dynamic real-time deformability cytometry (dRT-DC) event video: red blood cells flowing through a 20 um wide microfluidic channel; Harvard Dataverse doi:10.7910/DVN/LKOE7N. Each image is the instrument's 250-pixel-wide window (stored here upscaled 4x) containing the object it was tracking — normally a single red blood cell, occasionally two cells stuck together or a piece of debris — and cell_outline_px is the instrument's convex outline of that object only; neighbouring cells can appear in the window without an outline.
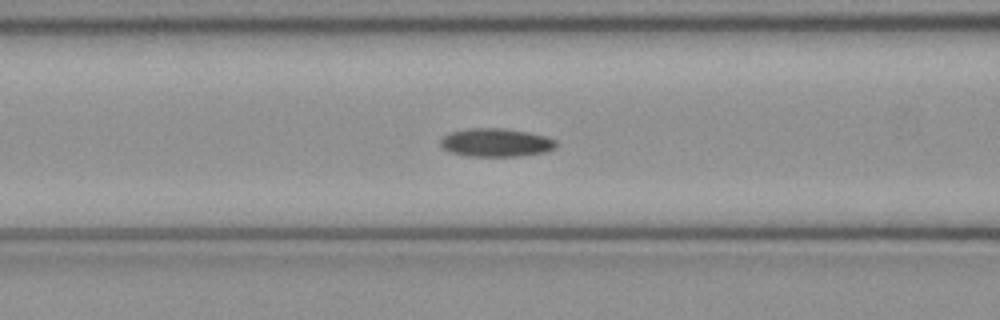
{"species": "common noctule bat (a hibernating species)", "species_latin": "Nyctalus noctula", "temperature_condition": "cold", "stored_images_in_passage": 51, "camera_frame_rate_fps": 3000, "um_per_image_px": 0.085, "animal": {"sex": "female", "body_mass_g": 21.9}, "frame": {"image": 1, "passage_image": 21, "time_ms": 6.667, "image_size_px": [1000, 320], "cell_outline_px": [[556, 148], [548, 152], [520, 156], [464, 156], [448, 152], [440, 144], [440, 140], [448, 132], [468, 128], [504, 128], [528, 132], [548, 136], [556, 140]], "centroid_in_image_um": [42.17, 12.12], "position_along_channel_um": 124.4, "area_um2": 19.48}}
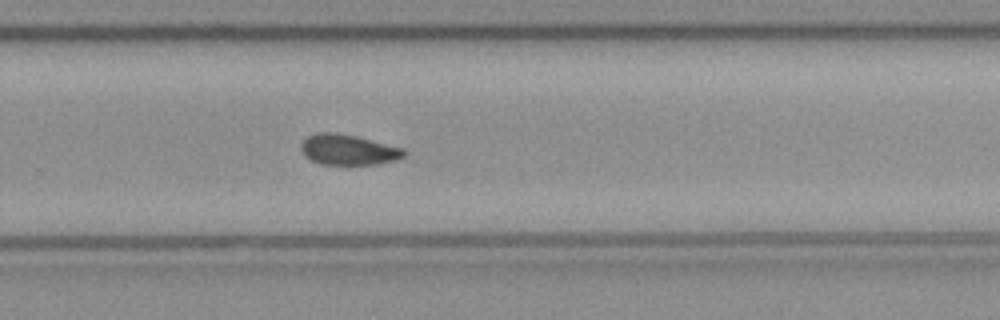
{"frame": {"image": 2, "passage_image": 34, "time_ms": 11.0, "image_size_px": [1000, 320], "cell_outline_px": [[404, 156], [396, 160], [380, 164], [320, 164], [304, 156], [300, 148], [300, 144], [308, 136], [316, 132], [336, 132], [356, 136], [404, 148]], "centroid_in_image_um": [29.58, 12.72], "position_along_channel_um": 300.2, "area_um2": 18.32}}
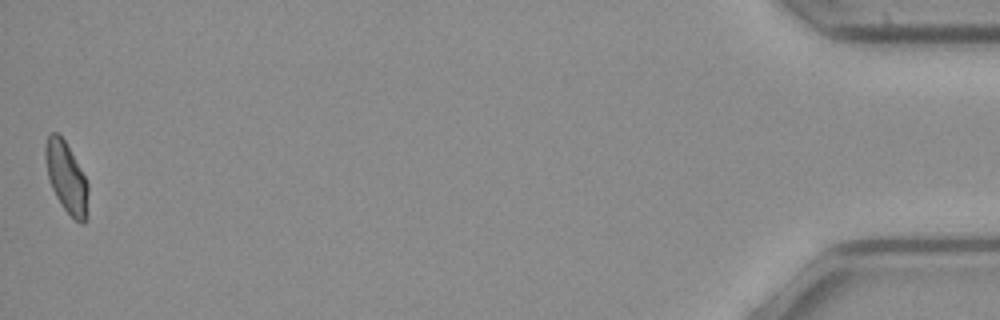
{"frame": {"image": 3, "passage_image": 51, "time_ms": 16.667, "image_size_px": [1000, 320], "cell_outline_px": [[88, 216], [84, 224], [80, 224], [60, 204], [52, 188], [48, 176], [44, 156], [44, 148], [48, 136], [52, 132], [56, 132], [64, 140], [84, 176], [88, 184]], "centroid_in_image_um": [5.65, 15.13], "position_along_channel_um": 429.6, "area_um2": 17.46}, "authors_computed_cell_mechanics": {"area_um2": 18.5538, "velocity_mm_per_s": 4.0532, "shape_relaxation_time_tau1_ms": null, "shape_relaxation_time_tau2_ms": 4.4393, "deformation_change_tau1": null, "deformation_change_tau2": 0.0924}}